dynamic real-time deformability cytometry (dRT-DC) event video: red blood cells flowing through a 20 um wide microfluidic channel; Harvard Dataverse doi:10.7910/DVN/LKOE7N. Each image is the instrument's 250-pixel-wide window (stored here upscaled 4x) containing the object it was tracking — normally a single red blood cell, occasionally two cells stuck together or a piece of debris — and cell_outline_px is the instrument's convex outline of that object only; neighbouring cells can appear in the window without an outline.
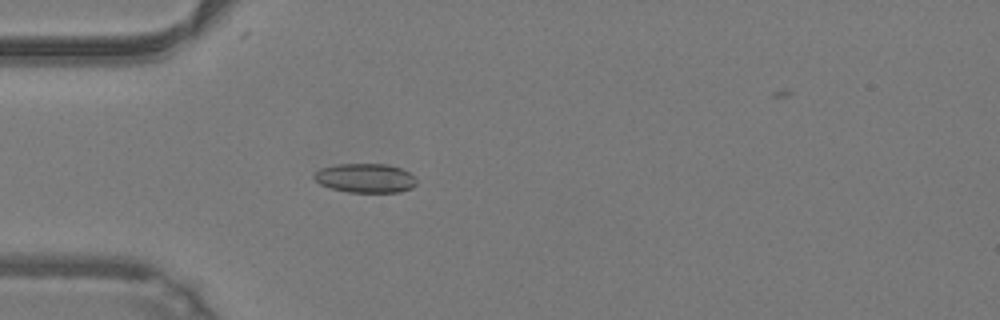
{"species": "common noctule bat (a hibernating species)", "species_latin": "Nyctalus noctula", "temperature_condition": "warm", "stored_images_in_passage": 38, "camera_frame_rate_fps": 3000, "um_per_image_px": 0.085, "animal": {"sex": "male", "body_mass_g": 19.2, "forearm_length_mm": 51.8}, "frame": {"image": 1, "passage_image": 8, "time_ms": 2.333, "image_size_px": [1000, 320], "cell_outline_px": [[416, 184], [412, 188], [400, 192], [348, 192], [332, 188], [320, 184], [312, 176], [320, 168], [336, 164], [388, 164], [400, 168], [416, 176]], "centroid_in_image_um": [31.07, 15.13], "position_along_channel_um": 53.9, "area_um2": 17.46}}
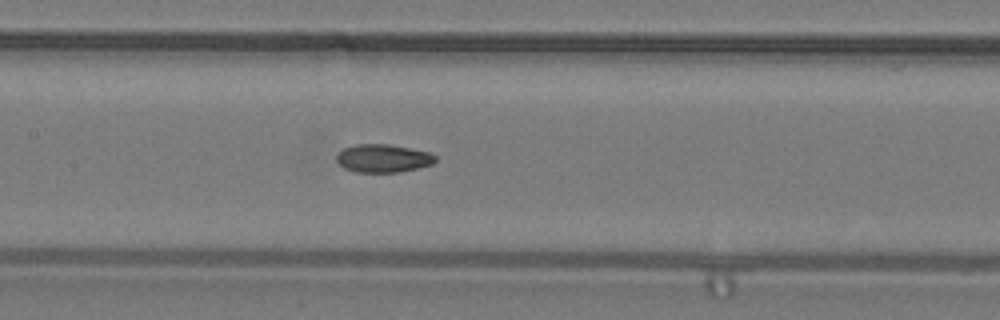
{"frame": {"image": 2, "passage_image": 17, "time_ms": 5.333, "image_size_px": [1000, 320], "cell_outline_px": [[436, 160], [432, 164], [400, 172], [356, 172], [344, 168], [336, 160], [336, 156], [344, 148], [356, 144], [388, 144], [428, 152], [436, 156]], "centroid_in_image_um": [32.54, 13.46], "position_along_channel_um": 174.9, "area_um2": 16.01}}
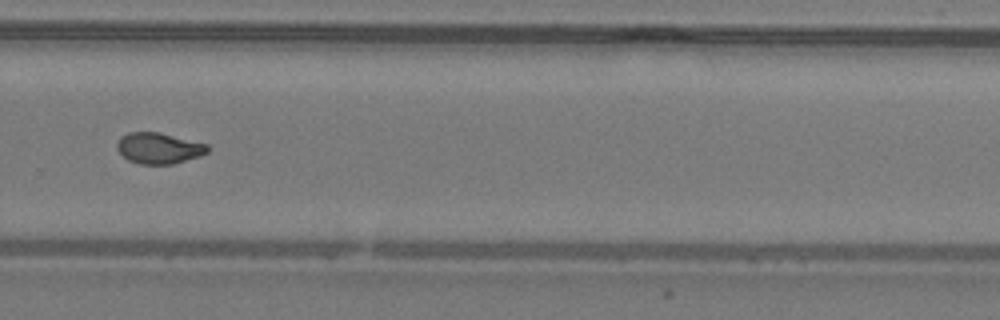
{"frame": {"image": 3, "passage_image": 27, "time_ms": 8.667, "image_size_px": [1000, 320], "cell_outline_px": [[212, 148], [208, 152], [200, 156], [172, 164], [140, 164], [128, 160], [116, 148], [116, 144], [120, 136], [128, 132], [160, 132], [208, 144]], "centroid_in_image_um": [13.52, 12.58], "position_along_channel_um": 316.3, "area_um2": 16.53}, "authors_computed_cell_mechanics": {"area_um2": 16.4152, "velocity_mm_per_s": 4.2871, "shape_relaxation_time_tau1_ms": null, "shape_relaxation_time_tau2_ms": 2.0227, "deformation_change_tau1": null, "deformation_change_tau2": 0.0708}}